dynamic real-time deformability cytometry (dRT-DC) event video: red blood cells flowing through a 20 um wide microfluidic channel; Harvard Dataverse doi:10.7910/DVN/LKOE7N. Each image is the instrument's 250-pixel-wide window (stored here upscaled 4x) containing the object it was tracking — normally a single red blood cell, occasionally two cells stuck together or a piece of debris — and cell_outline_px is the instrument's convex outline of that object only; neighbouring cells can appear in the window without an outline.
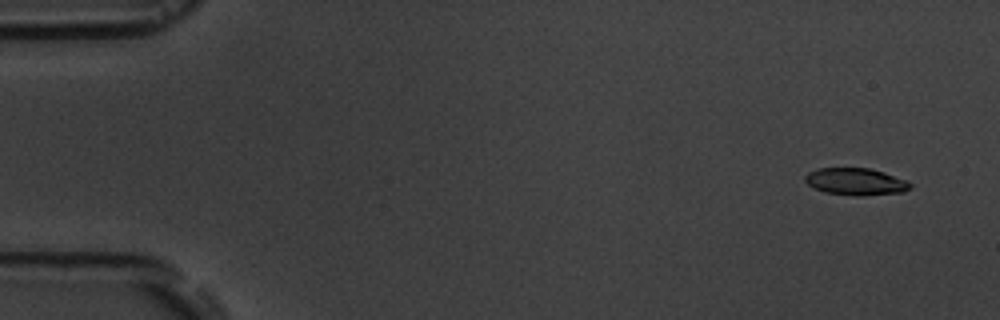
{"species": "common noctule bat (a hibernating species)", "species_latin": "Nyctalus noctula", "temperature_condition": "room temperature", "stored_images_in_passage": 7, "camera_frame_rate_fps": 3000, "um_per_image_px": 0.085, "animal": {"sex": "male", "body_mass_g": 19.5, "forearm_length_mm": 54.6}, "frame": {"image": 1, "passage_image": 2, "time_ms": 1.0, "image_size_px": [1000, 320], "cell_outline_px": [[912, 188], [904, 192], [864, 196], [860, 196], [824, 192], [808, 184], [804, 180], [804, 176], [808, 172], [816, 168], [868, 168], [884, 172], [908, 180], [912, 184]], "centroid_in_image_um": [72.77, 15.43], "position_along_channel_um": 12.2, "area_um2": 16.76}}
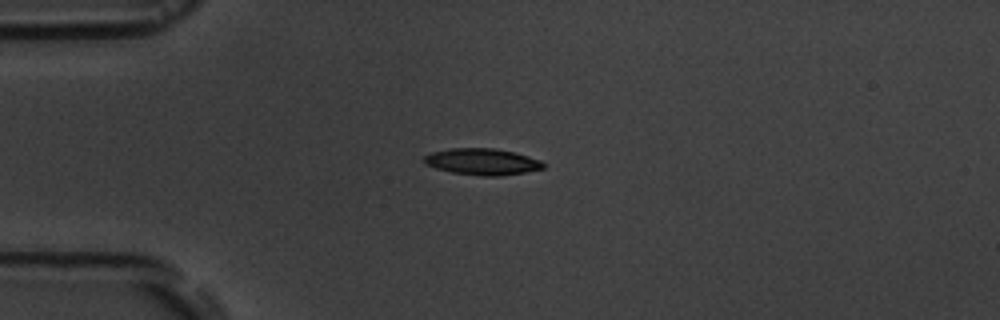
{"frame": {"image": 2, "passage_image": 5, "time_ms": 4.667, "image_size_px": [1000, 320], "cell_outline_px": [[544, 168], [524, 172], [500, 176], [480, 176], [452, 172], [436, 168], [424, 164], [424, 156], [432, 152], [452, 148], [492, 148], [512, 152], [528, 156], [540, 160], [544, 164]], "centroid_in_image_um": [40.97, 13.75], "position_along_channel_um": 44.0, "area_um2": 18.21}}
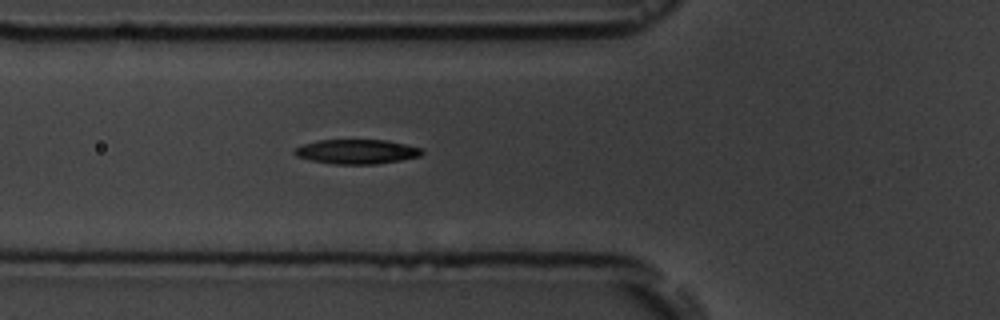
{"frame": {"image": 3, "passage_image": 7, "time_ms": 6.667, "image_size_px": [1000, 320], "cell_outline_px": [[424, 152], [420, 156], [400, 160], [376, 164], [332, 164], [312, 160], [296, 156], [292, 152], [296, 148], [304, 144], [320, 140], [384, 140], [404, 144], [420, 148]], "centroid_in_image_um": [30.31, 12.89], "position_along_channel_um": 95.5, "area_um2": 17.98}}